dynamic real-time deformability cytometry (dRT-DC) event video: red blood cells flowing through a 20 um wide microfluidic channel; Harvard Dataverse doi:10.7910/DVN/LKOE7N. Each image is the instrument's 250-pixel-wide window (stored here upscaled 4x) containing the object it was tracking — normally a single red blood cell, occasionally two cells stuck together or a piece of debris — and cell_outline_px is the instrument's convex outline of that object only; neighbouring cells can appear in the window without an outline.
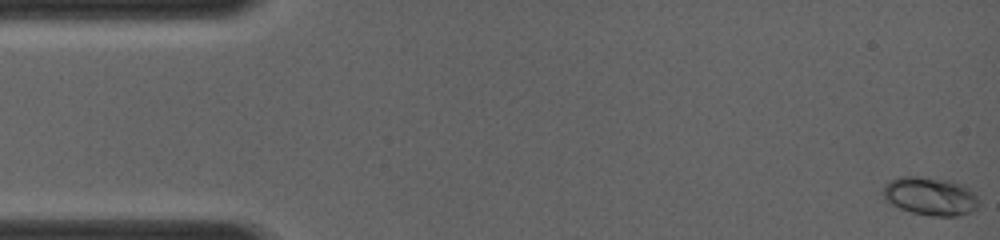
{"species": "common noctule bat (a hibernating species)", "species_latin": "Nyctalus noctula", "temperature_condition": "room temperature", "stored_images_in_passage": 25, "camera_frame_rate_fps": 4000, "um_per_image_px": 0.085, "animal": {"sex": "female", "body_mass_g": 19.0, "forearm_length_mm": 56.7}, "frame": {"image": 1, "passage_image": 1, "time_ms": 0.0, "image_size_px": [1000, 240], "cell_outline_px": [[980, 204], [972, 212], [960, 216], [932, 216], [912, 212], [888, 204], [884, 200], [880, 192], [884, 184], [888, 180], [900, 176], [916, 176], [952, 180], [964, 184], [976, 196]], "centroid_in_image_um": [79.02, 16.67], "position_along_channel_um": 6.0, "area_um2": 21.96}}
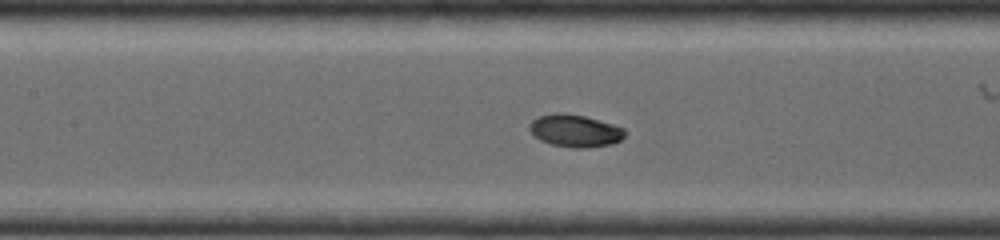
{"frame": {"image": 2, "passage_image": 17, "time_ms": 6.0, "image_size_px": [1000, 240], "cell_outline_px": [[628, 132], [620, 140], [612, 144], [588, 148], [572, 148], [552, 144], [540, 140], [532, 136], [528, 128], [528, 124], [532, 120], [540, 116], [556, 112], [560, 112], [584, 116], [612, 124], [624, 128]], "centroid_in_image_um": [48.86, 11.12], "position_along_channel_um": 158.5, "area_um2": 18.21}}
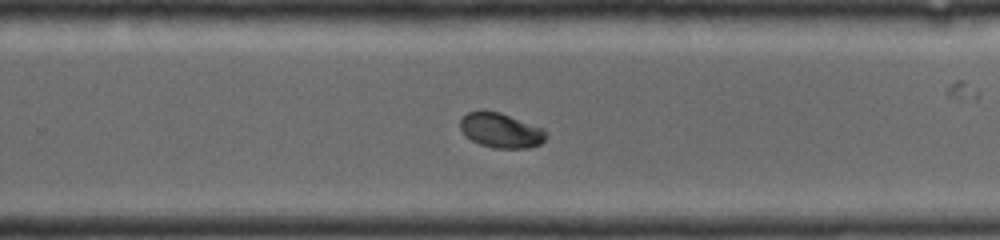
{"frame": {"image": 3, "passage_image": 25, "time_ms": 8.75, "image_size_px": [1000, 240], "cell_outline_px": [[548, 136], [540, 144], [532, 148], [492, 148], [480, 144], [472, 140], [460, 128], [460, 120], [468, 112], [480, 108], [484, 108], [500, 112], [544, 128], [548, 132]], "centroid_in_image_um": [42.6, 11.06], "position_along_channel_um": 287.2, "area_um2": 17.8}}